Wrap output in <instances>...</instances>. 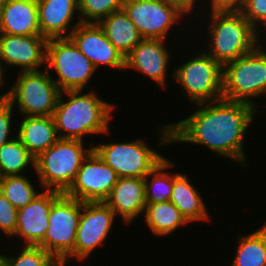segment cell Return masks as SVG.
<instances>
[{"instance_id": "obj_1", "label": "cell", "mask_w": 266, "mask_h": 266, "mask_svg": "<svg viewBox=\"0 0 266 266\" xmlns=\"http://www.w3.org/2000/svg\"><path fill=\"white\" fill-rule=\"evenodd\" d=\"M196 106L188 118L161 126L158 147L173 142L198 144L247 167L244 139L258 115L256 108L223 98Z\"/></svg>"}, {"instance_id": "obj_2", "label": "cell", "mask_w": 266, "mask_h": 266, "mask_svg": "<svg viewBox=\"0 0 266 266\" xmlns=\"http://www.w3.org/2000/svg\"><path fill=\"white\" fill-rule=\"evenodd\" d=\"M82 92L83 90H69L59 95L53 119L60 139L84 141L87 134L108 136L110 132L115 104L106 102L94 91ZM64 95L68 97L67 101Z\"/></svg>"}, {"instance_id": "obj_3", "label": "cell", "mask_w": 266, "mask_h": 266, "mask_svg": "<svg viewBox=\"0 0 266 266\" xmlns=\"http://www.w3.org/2000/svg\"><path fill=\"white\" fill-rule=\"evenodd\" d=\"M209 16L205 52L222 66L253 51L263 40L239 11H210Z\"/></svg>"}, {"instance_id": "obj_4", "label": "cell", "mask_w": 266, "mask_h": 266, "mask_svg": "<svg viewBox=\"0 0 266 266\" xmlns=\"http://www.w3.org/2000/svg\"><path fill=\"white\" fill-rule=\"evenodd\" d=\"M92 150L93 145L85 148L82 140L59 138L35 159L39 188L65 193L73 184L83 160Z\"/></svg>"}, {"instance_id": "obj_5", "label": "cell", "mask_w": 266, "mask_h": 266, "mask_svg": "<svg viewBox=\"0 0 266 266\" xmlns=\"http://www.w3.org/2000/svg\"><path fill=\"white\" fill-rule=\"evenodd\" d=\"M259 44L253 51L223 66L222 98L257 107L252 99L266 95V49Z\"/></svg>"}, {"instance_id": "obj_6", "label": "cell", "mask_w": 266, "mask_h": 266, "mask_svg": "<svg viewBox=\"0 0 266 266\" xmlns=\"http://www.w3.org/2000/svg\"><path fill=\"white\" fill-rule=\"evenodd\" d=\"M171 73L185 98L194 105L222 98L223 66L205 51L177 66Z\"/></svg>"}, {"instance_id": "obj_7", "label": "cell", "mask_w": 266, "mask_h": 266, "mask_svg": "<svg viewBox=\"0 0 266 266\" xmlns=\"http://www.w3.org/2000/svg\"><path fill=\"white\" fill-rule=\"evenodd\" d=\"M51 71L19 72L12 87L7 90L6 98L23 116H53L59 90Z\"/></svg>"}, {"instance_id": "obj_8", "label": "cell", "mask_w": 266, "mask_h": 266, "mask_svg": "<svg viewBox=\"0 0 266 266\" xmlns=\"http://www.w3.org/2000/svg\"><path fill=\"white\" fill-rule=\"evenodd\" d=\"M45 69L58 75L53 81L61 92L84 90L96 69L70 38L47 41ZM57 78V79H56Z\"/></svg>"}, {"instance_id": "obj_9", "label": "cell", "mask_w": 266, "mask_h": 266, "mask_svg": "<svg viewBox=\"0 0 266 266\" xmlns=\"http://www.w3.org/2000/svg\"><path fill=\"white\" fill-rule=\"evenodd\" d=\"M83 202L61 193L51 204L48 228L38 245L61 263L73 250Z\"/></svg>"}, {"instance_id": "obj_10", "label": "cell", "mask_w": 266, "mask_h": 266, "mask_svg": "<svg viewBox=\"0 0 266 266\" xmlns=\"http://www.w3.org/2000/svg\"><path fill=\"white\" fill-rule=\"evenodd\" d=\"M93 150L118 177L145 178L165 156L142 139L131 142H111L94 145Z\"/></svg>"}, {"instance_id": "obj_11", "label": "cell", "mask_w": 266, "mask_h": 266, "mask_svg": "<svg viewBox=\"0 0 266 266\" xmlns=\"http://www.w3.org/2000/svg\"><path fill=\"white\" fill-rule=\"evenodd\" d=\"M116 217L105 202H83L74 250L60 264L66 266L73 257L85 260L104 245Z\"/></svg>"}, {"instance_id": "obj_12", "label": "cell", "mask_w": 266, "mask_h": 266, "mask_svg": "<svg viewBox=\"0 0 266 266\" xmlns=\"http://www.w3.org/2000/svg\"><path fill=\"white\" fill-rule=\"evenodd\" d=\"M122 9L143 39L166 40L172 26L186 17L165 0H124Z\"/></svg>"}, {"instance_id": "obj_13", "label": "cell", "mask_w": 266, "mask_h": 266, "mask_svg": "<svg viewBox=\"0 0 266 266\" xmlns=\"http://www.w3.org/2000/svg\"><path fill=\"white\" fill-rule=\"evenodd\" d=\"M118 178L116 172L92 150L65 194L81 202H104Z\"/></svg>"}, {"instance_id": "obj_14", "label": "cell", "mask_w": 266, "mask_h": 266, "mask_svg": "<svg viewBox=\"0 0 266 266\" xmlns=\"http://www.w3.org/2000/svg\"><path fill=\"white\" fill-rule=\"evenodd\" d=\"M47 41L42 35L0 33V69L3 74L10 66H18L21 72L40 71L46 64Z\"/></svg>"}, {"instance_id": "obj_15", "label": "cell", "mask_w": 266, "mask_h": 266, "mask_svg": "<svg viewBox=\"0 0 266 266\" xmlns=\"http://www.w3.org/2000/svg\"><path fill=\"white\" fill-rule=\"evenodd\" d=\"M69 38L92 62L97 70L100 65L125 71V58L108 40L98 23L81 22Z\"/></svg>"}, {"instance_id": "obj_16", "label": "cell", "mask_w": 266, "mask_h": 266, "mask_svg": "<svg viewBox=\"0 0 266 266\" xmlns=\"http://www.w3.org/2000/svg\"><path fill=\"white\" fill-rule=\"evenodd\" d=\"M165 42L162 39H142L125 57V71L126 68L137 70L165 89L171 61Z\"/></svg>"}, {"instance_id": "obj_17", "label": "cell", "mask_w": 266, "mask_h": 266, "mask_svg": "<svg viewBox=\"0 0 266 266\" xmlns=\"http://www.w3.org/2000/svg\"><path fill=\"white\" fill-rule=\"evenodd\" d=\"M61 194L55 190L40 193L25 207L18 209L17 229L13 236L21 237L25 246H38L46 234L52 202Z\"/></svg>"}, {"instance_id": "obj_18", "label": "cell", "mask_w": 266, "mask_h": 266, "mask_svg": "<svg viewBox=\"0 0 266 266\" xmlns=\"http://www.w3.org/2000/svg\"><path fill=\"white\" fill-rule=\"evenodd\" d=\"M37 5L40 32L47 40L69 38L81 23L78 17L74 26L71 25L75 14L79 15V0H37Z\"/></svg>"}, {"instance_id": "obj_19", "label": "cell", "mask_w": 266, "mask_h": 266, "mask_svg": "<svg viewBox=\"0 0 266 266\" xmlns=\"http://www.w3.org/2000/svg\"><path fill=\"white\" fill-rule=\"evenodd\" d=\"M110 209L119 215L123 223L130 224L144 214L146 207L145 180L139 177H119L104 201Z\"/></svg>"}, {"instance_id": "obj_20", "label": "cell", "mask_w": 266, "mask_h": 266, "mask_svg": "<svg viewBox=\"0 0 266 266\" xmlns=\"http://www.w3.org/2000/svg\"><path fill=\"white\" fill-rule=\"evenodd\" d=\"M0 33L41 35L36 0H8L0 10Z\"/></svg>"}, {"instance_id": "obj_21", "label": "cell", "mask_w": 266, "mask_h": 266, "mask_svg": "<svg viewBox=\"0 0 266 266\" xmlns=\"http://www.w3.org/2000/svg\"><path fill=\"white\" fill-rule=\"evenodd\" d=\"M19 124L16 136L35 159L59 139L53 116H24Z\"/></svg>"}, {"instance_id": "obj_22", "label": "cell", "mask_w": 266, "mask_h": 266, "mask_svg": "<svg viewBox=\"0 0 266 266\" xmlns=\"http://www.w3.org/2000/svg\"><path fill=\"white\" fill-rule=\"evenodd\" d=\"M169 201L179 209L189 223L212 219L201 193L183 173H173V188Z\"/></svg>"}, {"instance_id": "obj_23", "label": "cell", "mask_w": 266, "mask_h": 266, "mask_svg": "<svg viewBox=\"0 0 266 266\" xmlns=\"http://www.w3.org/2000/svg\"><path fill=\"white\" fill-rule=\"evenodd\" d=\"M98 24L124 58L143 39L123 9L111 13Z\"/></svg>"}, {"instance_id": "obj_24", "label": "cell", "mask_w": 266, "mask_h": 266, "mask_svg": "<svg viewBox=\"0 0 266 266\" xmlns=\"http://www.w3.org/2000/svg\"><path fill=\"white\" fill-rule=\"evenodd\" d=\"M143 216L146 226L158 237H166L189 224L179 209L170 201L147 203Z\"/></svg>"}, {"instance_id": "obj_25", "label": "cell", "mask_w": 266, "mask_h": 266, "mask_svg": "<svg viewBox=\"0 0 266 266\" xmlns=\"http://www.w3.org/2000/svg\"><path fill=\"white\" fill-rule=\"evenodd\" d=\"M231 266H266V222L256 231L238 236Z\"/></svg>"}, {"instance_id": "obj_26", "label": "cell", "mask_w": 266, "mask_h": 266, "mask_svg": "<svg viewBox=\"0 0 266 266\" xmlns=\"http://www.w3.org/2000/svg\"><path fill=\"white\" fill-rule=\"evenodd\" d=\"M29 166L35 169V158L17 136L0 147V178L8 175H23Z\"/></svg>"}, {"instance_id": "obj_27", "label": "cell", "mask_w": 266, "mask_h": 266, "mask_svg": "<svg viewBox=\"0 0 266 266\" xmlns=\"http://www.w3.org/2000/svg\"><path fill=\"white\" fill-rule=\"evenodd\" d=\"M173 165L172 161L164 158L145 176L146 203H161L170 200L173 188V174L168 173L166 170L172 168Z\"/></svg>"}, {"instance_id": "obj_28", "label": "cell", "mask_w": 266, "mask_h": 266, "mask_svg": "<svg viewBox=\"0 0 266 266\" xmlns=\"http://www.w3.org/2000/svg\"><path fill=\"white\" fill-rule=\"evenodd\" d=\"M34 185L30 178L24 174L0 178V192L16 209L25 207L40 193Z\"/></svg>"}, {"instance_id": "obj_29", "label": "cell", "mask_w": 266, "mask_h": 266, "mask_svg": "<svg viewBox=\"0 0 266 266\" xmlns=\"http://www.w3.org/2000/svg\"><path fill=\"white\" fill-rule=\"evenodd\" d=\"M15 256L0 254L2 266H60L61 264L39 246H25Z\"/></svg>"}, {"instance_id": "obj_30", "label": "cell", "mask_w": 266, "mask_h": 266, "mask_svg": "<svg viewBox=\"0 0 266 266\" xmlns=\"http://www.w3.org/2000/svg\"><path fill=\"white\" fill-rule=\"evenodd\" d=\"M124 0H79V18L84 23H98L122 9Z\"/></svg>"}, {"instance_id": "obj_31", "label": "cell", "mask_w": 266, "mask_h": 266, "mask_svg": "<svg viewBox=\"0 0 266 266\" xmlns=\"http://www.w3.org/2000/svg\"><path fill=\"white\" fill-rule=\"evenodd\" d=\"M239 12L257 31L266 24V0H244Z\"/></svg>"}, {"instance_id": "obj_32", "label": "cell", "mask_w": 266, "mask_h": 266, "mask_svg": "<svg viewBox=\"0 0 266 266\" xmlns=\"http://www.w3.org/2000/svg\"><path fill=\"white\" fill-rule=\"evenodd\" d=\"M17 213L11 202L0 192V230L11 238L17 229Z\"/></svg>"}, {"instance_id": "obj_33", "label": "cell", "mask_w": 266, "mask_h": 266, "mask_svg": "<svg viewBox=\"0 0 266 266\" xmlns=\"http://www.w3.org/2000/svg\"><path fill=\"white\" fill-rule=\"evenodd\" d=\"M6 94L7 93L0 94V147L16 136L15 133L13 134L14 136L10 138V136H12L11 133L14 132L13 130H11L13 129L11 128V124H13V109L15 108L12 106L11 102L6 98Z\"/></svg>"}, {"instance_id": "obj_34", "label": "cell", "mask_w": 266, "mask_h": 266, "mask_svg": "<svg viewBox=\"0 0 266 266\" xmlns=\"http://www.w3.org/2000/svg\"><path fill=\"white\" fill-rule=\"evenodd\" d=\"M210 1V0H209ZM244 0H211L209 5L210 11H239Z\"/></svg>"}, {"instance_id": "obj_35", "label": "cell", "mask_w": 266, "mask_h": 266, "mask_svg": "<svg viewBox=\"0 0 266 266\" xmlns=\"http://www.w3.org/2000/svg\"><path fill=\"white\" fill-rule=\"evenodd\" d=\"M170 5L177 7L183 14L189 15V13H194L195 6L198 4L199 0H165ZM197 3V4H196Z\"/></svg>"}, {"instance_id": "obj_36", "label": "cell", "mask_w": 266, "mask_h": 266, "mask_svg": "<svg viewBox=\"0 0 266 266\" xmlns=\"http://www.w3.org/2000/svg\"><path fill=\"white\" fill-rule=\"evenodd\" d=\"M3 79H4V74H3V72L1 71V69H0V88H1V86L2 85H4V81H3Z\"/></svg>"}, {"instance_id": "obj_37", "label": "cell", "mask_w": 266, "mask_h": 266, "mask_svg": "<svg viewBox=\"0 0 266 266\" xmlns=\"http://www.w3.org/2000/svg\"><path fill=\"white\" fill-rule=\"evenodd\" d=\"M8 0H0V10L5 6Z\"/></svg>"}, {"instance_id": "obj_38", "label": "cell", "mask_w": 266, "mask_h": 266, "mask_svg": "<svg viewBox=\"0 0 266 266\" xmlns=\"http://www.w3.org/2000/svg\"><path fill=\"white\" fill-rule=\"evenodd\" d=\"M262 28H263V29L265 28L264 31H266V24H265L263 27H260V28H259L260 31H258V32H259V34H260V35H259L260 38H261V36H263V35L261 34Z\"/></svg>"}, {"instance_id": "obj_39", "label": "cell", "mask_w": 266, "mask_h": 266, "mask_svg": "<svg viewBox=\"0 0 266 266\" xmlns=\"http://www.w3.org/2000/svg\"><path fill=\"white\" fill-rule=\"evenodd\" d=\"M0 266H2V260H1V256H0Z\"/></svg>"}]
</instances>
